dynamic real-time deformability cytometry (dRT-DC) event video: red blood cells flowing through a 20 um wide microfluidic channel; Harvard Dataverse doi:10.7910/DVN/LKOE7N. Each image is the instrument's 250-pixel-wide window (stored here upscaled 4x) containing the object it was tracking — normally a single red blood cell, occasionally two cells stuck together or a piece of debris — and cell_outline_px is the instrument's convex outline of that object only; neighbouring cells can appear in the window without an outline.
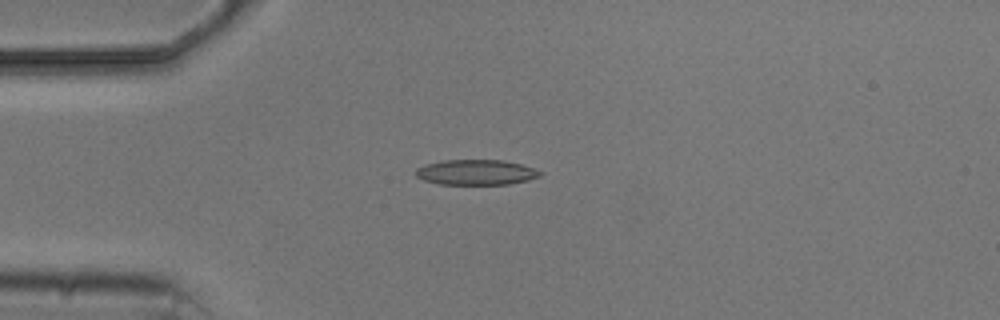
{"species": "common noctule bat (a hibernating species)", "species_latin": "Nyctalus noctula", "temperature_condition": "cold", "stored_images_in_passage": 6, "camera_frame_rate_fps": 3000, "um_per_image_px": 0.085, "animal": {"sex": "male", "body_mass_g": 20.5, "forearm_length_mm": 52.5}, "frame": {"image": 1, "passage_image": 3, "time_ms": 3.333, "image_size_px": [1000, 320], "cell_outline_px": [[544, 172], [540, 176], [528, 180], [508, 184], [440, 184], [424, 180], [416, 176], [416, 168], [424, 164], [444, 160], [504, 160], [520, 164]], "centroid_in_image_um": [40.46, 14.64], "position_along_channel_um": 44.5, "area_um2": 18.26}}
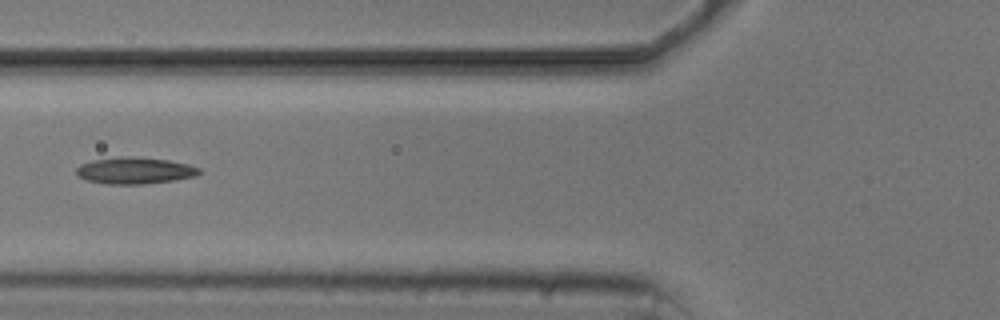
{"frame": {"image": 2, "passage_image": 5, "time_ms": 5.667, "image_size_px": [1000, 320], "cell_outline_px": [[204, 172], [196, 176], [176, 180], [144, 184], [108, 184], [88, 180], [80, 176], [76, 172], [76, 168], [80, 164], [92, 160], [120, 156], [132, 156], [168, 160], [188, 164], [200, 168]], "centroid_in_image_um": [11.5, 14.49], "position_along_channel_um": 114.3, "area_um2": 19.19}}
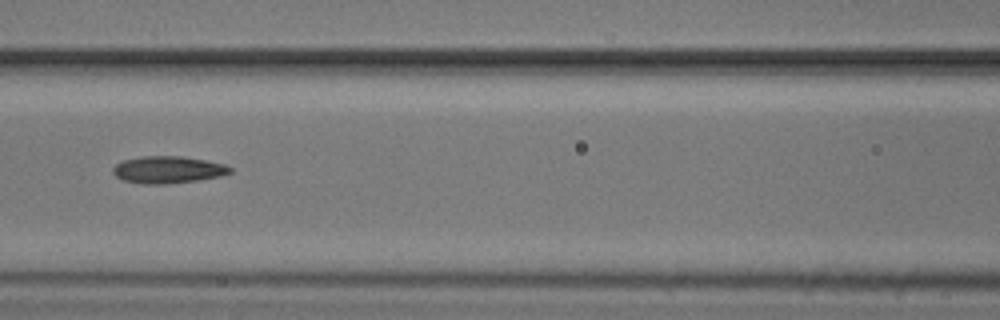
{"frame": {"image": 3, "passage_image": 6, "time_ms": 6.667, "image_size_px": [1000, 320], "cell_outline_px": [[232, 172], [220, 176], [200, 180], [168, 184], [144, 184], [124, 180], [116, 176], [112, 172], [112, 168], [116, 164], [124, 160], [140, 156], [184, 156], [224, 164], [232, 168]], "centroid_in_image_um": [14.28, 14.42], "position_along_channel_um": 152.3, "area_um2": 18.55}}